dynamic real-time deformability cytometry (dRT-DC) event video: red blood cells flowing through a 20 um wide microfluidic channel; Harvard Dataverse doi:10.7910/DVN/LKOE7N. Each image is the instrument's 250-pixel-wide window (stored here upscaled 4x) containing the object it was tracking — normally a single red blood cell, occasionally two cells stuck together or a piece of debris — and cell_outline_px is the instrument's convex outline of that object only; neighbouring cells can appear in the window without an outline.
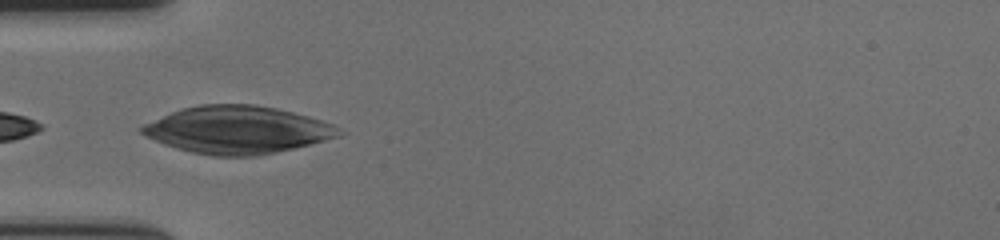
{"species": "human", "species_latin": "Homo sapiens", "temperature_condition": "cold", "stored_images_in_passage": 25, "camera_frame_rate_fps": 3000, "um_per_image_px": 0.085, "donor": {"sex": "female"}, "frame": {"image": 1, "passage_image": 1, "time_ms": 0.0, "image_size_px": [1000, 240], "cell_outline_px": [[344, 136], [292, 148], [256, 156], [212, 156], [192, 152], [176, 148], [164, 144], [140, 132], [140, 128], [144, 124], [172, 112], [184, 108], [200, 104], [256, 104], [276, 108], [308, 116], [332, 124], [340, 128], [344, 132]], "centroid_in_image_um": [20.22, 11.03], "position_along_channel_um": 64.8, "area_um2": 54.22}}